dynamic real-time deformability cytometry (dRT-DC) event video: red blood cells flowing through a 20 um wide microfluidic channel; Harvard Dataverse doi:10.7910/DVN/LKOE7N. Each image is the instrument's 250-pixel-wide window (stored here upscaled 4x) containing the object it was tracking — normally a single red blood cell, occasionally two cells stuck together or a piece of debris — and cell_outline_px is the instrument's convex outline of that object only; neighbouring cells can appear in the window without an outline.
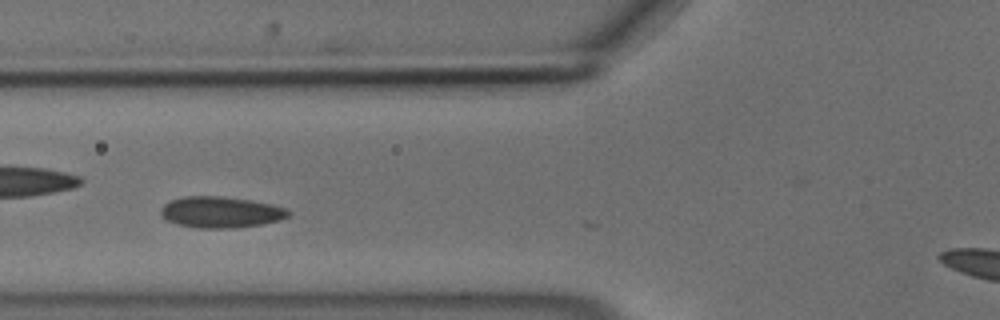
{"species": "common noctule bat (a hibernating species)", "species_latin": "Nyctalus noctula", "temperature_condition": "cold", "stored_images_in_passage": 19, "camera_frame_rate_fps": 3000, "um_per_image_px": 0.085, "animal": {"sex": "male", "body_mass_g": 18.8}, "frame": {"image": 1, "passage_image": 11, "time_ms": 3.333, "image_size_px": [1000, 320], "cell_outline_px": [[288, 216], [280, 220], [260, 224], [232, 228], [196, 228], [176, 224], [160, 216], [160, 208], [164, 204], [172, 200], [184, 196], [224, 196], [252, 200], [272, 204], [288, 208]], "centroid_in_image_um": [18.74, 18.03], "position_along_channel_um": 107.1, "area_um2": 23.29}}
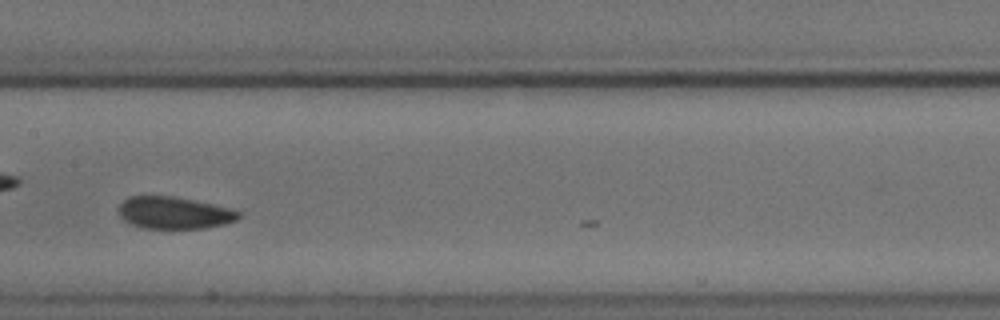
{"frame": {"image": 2, "passage_image": 18, "time_ms": 5.667, "image_size_px": [1000, 320], "cell_outline_px": [[240, 216], [236, 220], [224, 224], [204, 228], [140, 228], [124, 220], [120, 216], [120, 204], [128, 196], [172, 196], [232, 208], [240, 212]], "centroid_in_image_um": [14.81, 18.09], "position_along_channel_um": 192.6, "area_um2": 22.25}}